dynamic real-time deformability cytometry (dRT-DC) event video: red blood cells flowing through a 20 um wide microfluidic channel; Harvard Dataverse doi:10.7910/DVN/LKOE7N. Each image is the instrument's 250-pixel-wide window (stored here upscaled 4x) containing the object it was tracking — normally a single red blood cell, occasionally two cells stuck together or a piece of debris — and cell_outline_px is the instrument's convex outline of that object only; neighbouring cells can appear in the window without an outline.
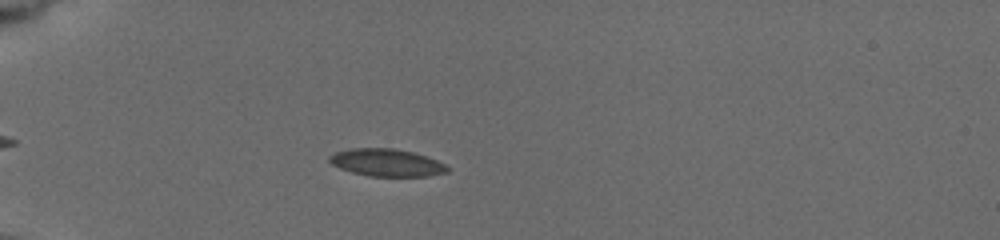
{"species": "common noctule bat (a hibernating species)", "species_latin": "Nyctalus noctula", "temperature_condition": "cold", "stored_images_in_passage": 45, "camera_frame_rate_fps": 3000, "um_per_image_px": 0.085, "animal": {"sex": "female", "body_mass_g": 19.5, "forearm_length_mm": 54.1}, "frame": {"image": 1, "passage_image": 12, "time_ms": 3.667, "image_size_px": [1000, 240], "cell_outline_px": [[448, 172], [428, 176], [368, 176], [352, 172], [340, 168], [332, 164], [328, 160], [328, 156], [336, 152], [352, 148], [392, 148], [412, 152], [436, 160], [444, 164], [448, 168]], "centroid_in_image_um": [32.83, 13.82], "position_along_channel_um": 52.2, "area_um2": 18.67}}
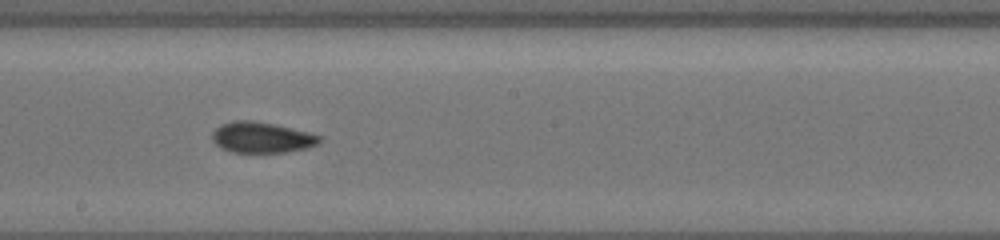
{"frame": {"image": 2, "passage_image": 28, "time_ms": 9.0, "image_size_px": [1000, 240], "cell_outline_px": [[320, 140], [316, 144], [308, 148], [288, 152], [232, 152], [220, 148], [212, 140], [212, 132], [220, 124], [232, 120], [252, 120], [272, 124], [308, 132], [320, 136]], "centroid_in_image_um": [22.19, 11.68], "position_along_channel_um": 226.0, "area_um2": 19.19}}
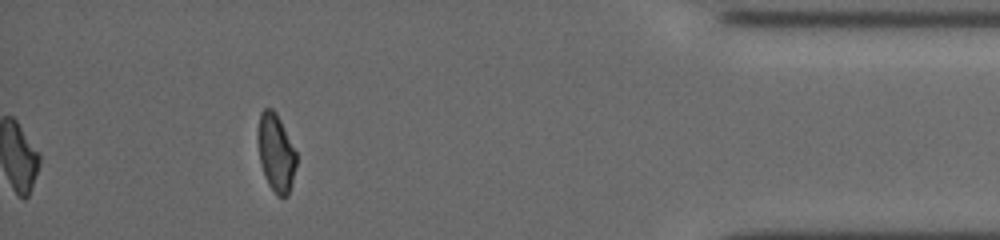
{"frame": {"image": 3, "passage_image": 45, "time_ms": 15.0, "image_size_px": [1000, 240], "cell_outline_px": [[296, 164], [288, 196], [284, 200], [280, 200], [276, 196], [268, 184], [264, 176], [260, 160], [256, 136], [260, 112], [264, 108], [272, 108], [276, 112], [296, 152]], "centroid_in_image_um": [23.43, 13.02], "position_along_channel_um": 411.8, "area_um2": 17.69}, "authors_computed_cell_mechanics": {"area_um2": 18.785, "velocity_mm_per_s": 3.7684, "shape_relaxation_time_tau1_ms": 2.183, "shape_relaxation_time_tau2_ms": 3.0855, "deformation_change_tau1": 0.1046, "deformation_change_tau2": 0.0848}}